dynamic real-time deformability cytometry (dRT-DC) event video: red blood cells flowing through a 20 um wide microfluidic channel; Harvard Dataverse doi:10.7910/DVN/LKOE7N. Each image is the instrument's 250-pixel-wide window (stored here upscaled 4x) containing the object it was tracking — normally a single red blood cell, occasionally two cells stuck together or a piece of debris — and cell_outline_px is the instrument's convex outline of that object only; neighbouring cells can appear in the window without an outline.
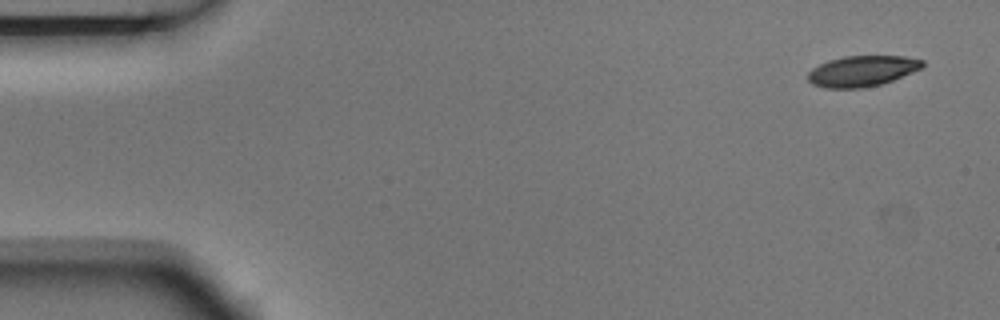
{"species": "Egyptian fruit bat (a non-hibernating species)", "species_latin": "Rousettus aegyptiacus", "temperature_condition": "room temperature", "stored_images_in_passage": 5, "segment_of_instrument_passage": [1, 2], "camera_frame_rate_fps": 3000, "um_per_image_px": 0.085, "animal": {"sex": "male"}, "frame": {"image": 1, "passage_image": 1, "time_ms": 0.0, "image_size_px": [1000, 320], "cell_outline_px": [[924, 68], [892, 80], [880, 84], [864, 88], [824, 88], [812, 84], [808, 80], [808, 72], [812, 68], [828, 60], [844, 56], [904, 56], [924, 60]], "centroid_in_image_um": [73.29, 6.04], "position_along_channel_um": 11.7, "area_um2": 20.63}}
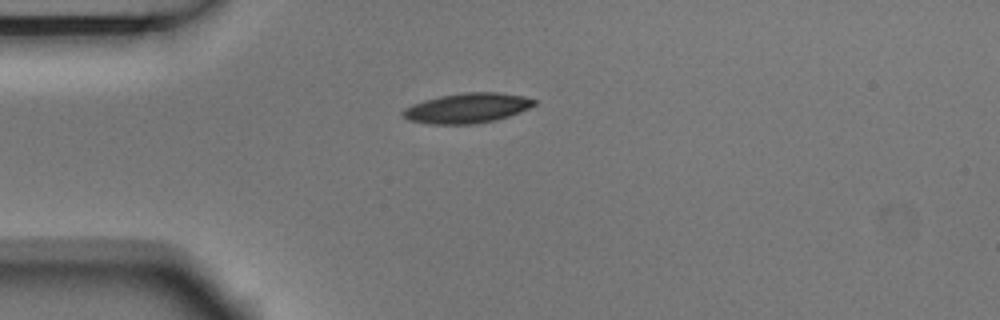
{"frame": {"image": 2, "passage_image": 4, "time_ms": 1.0, "image_size_px": [1000, 320], "cell_outline_px": [[536, 104], [520, 112], [496, 120], [476, 124], [428, 124], [408, 120], [400, 112], [404, 108], [412, 104], [424, 100], [440, 96], [464, 92], [496, 92], [520, 96], [536, 100]], "centroid_in_image_um": [39.67, 9.19], "position_along_channel_um": 45.3, "area_um2": 22.89}}